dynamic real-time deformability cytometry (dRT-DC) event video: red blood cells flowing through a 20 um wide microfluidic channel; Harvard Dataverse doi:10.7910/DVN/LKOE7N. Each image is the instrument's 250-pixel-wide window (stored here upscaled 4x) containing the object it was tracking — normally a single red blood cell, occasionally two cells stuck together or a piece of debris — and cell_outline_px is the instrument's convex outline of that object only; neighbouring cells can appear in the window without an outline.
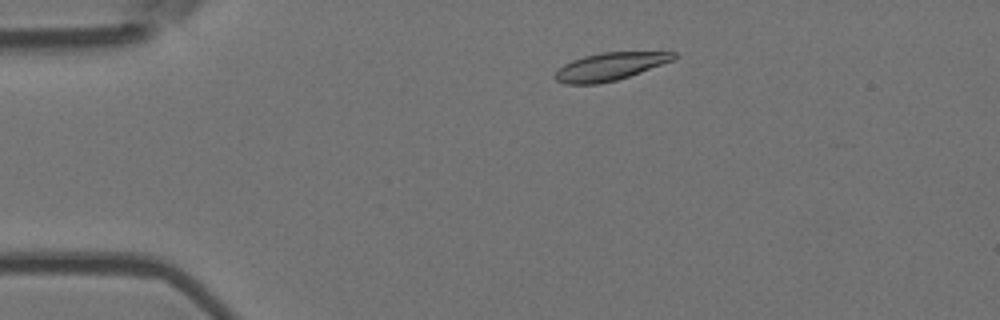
{"species": "Egyptian fruit bat (a non-hibernating species)", "species_latin": "Rousettus aegyptiacus", "temperature_condition": "room temperature", "stored_images_in_passage": 4, "camera_frame_rate_fps": 3000, "um_per_image_px": 0.085, "animal": {"sex": "female"}, "frame": {"image": 1, "passage_image": 2, "time_ms": 0.333, "image_size_px": [1000, 320], "cell_outline_px": [[676, 56], [672, 60], [640, 72], [616, 80], [600, 84], [564, 84], [556, 80], [556, 72], [564, 64], [572, 60], [584, 56], [600, 52], [676, 52]], "centroid_in_image_um": [51.81, 5.66], "position_along_channel_um": 33.2, "area_um2": 18.84}}